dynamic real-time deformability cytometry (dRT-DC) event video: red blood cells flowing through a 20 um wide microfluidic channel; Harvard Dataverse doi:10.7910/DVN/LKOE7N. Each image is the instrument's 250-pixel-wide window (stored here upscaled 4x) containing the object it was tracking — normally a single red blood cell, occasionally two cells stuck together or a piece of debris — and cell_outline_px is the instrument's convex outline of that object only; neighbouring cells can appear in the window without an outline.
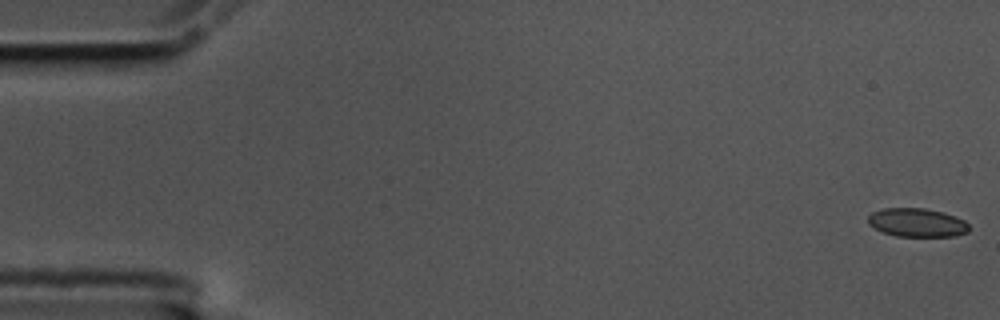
{"species": "common noctule bat (a hibernating species)", "species_latin": "Nyctalus noctula", "temperature_condition": "cold", "stored_images_in_passage": 58, "camera_frame_rate_fps": 3000, "um_per_image_px": 0.085, "animal": {"sex": "male", "body_mass_g": 17.5, "forearm_length_mm": 52.3}, "frame": {"image": 1, "passage_image": 1, "time_ms": 0.0, "image_size_px": [1000, 320], "cell_outline_px": [[968, 232], [956, 236], [896, 236], [884, 232], [868, 224], [868, 216], [872, 212], [884, 208], [924, 208], [944, 212], [956, 216], [964, 220], [968, 224]], "centroid_in_image_um": [77.96, 18.91], "position_along_channel_um": 7.0, "area_um2": 16.82}}
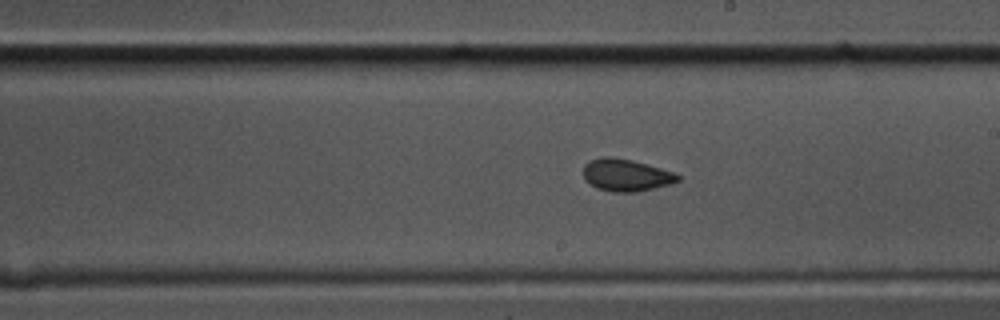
{"frame": {"image": 2, "passage_image": 33, "time_ms": 10.667, "image_size_px": [1000, 320], "cell_outline_px": [[680, 180], [672, 184], [636, 192], [612, 192], [596, 188], [584, 180], [584, 164], [588, 160], [604, 156], [612, 156], [632, 160], [676, 172], [680, 176]], "centroid_in_image_um": [53.22, 14.88], "position_along_channel_um": 235.8, "area_um2": 18.03}}
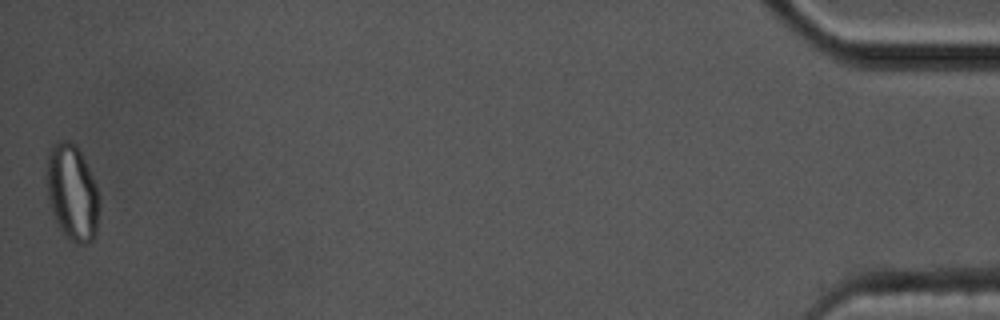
{"frame": {"image": 3, "passage_image": 58, "time_ms": 19.0, "image_size_px": [1000, 320], "cell_outline_px": [[100, 200], [96, 236], [88, 244], [80, 244], [64, 236], [52, 212], [48, 200], [48, 152], [52, 144], [56, 140], [68, 140], [76, 144], [96, 184], [100, 196]], "centroid_in_image_um": [6.16, 16.37], "position_along_channel_um": 429.0, "area_um2": 29.48}, "authors_computed_cell_mechanics": {"area_um2": 17.5423, "velocity_mm_per_s": 3.4584, "shape_relaxation_time_tau1_ms": 5.4433, "shape_relaxation_time_tau2_ms": 2.755, "deformation_change_tau1": 0.1045, "deformation_change_tau2": 0.0647}}